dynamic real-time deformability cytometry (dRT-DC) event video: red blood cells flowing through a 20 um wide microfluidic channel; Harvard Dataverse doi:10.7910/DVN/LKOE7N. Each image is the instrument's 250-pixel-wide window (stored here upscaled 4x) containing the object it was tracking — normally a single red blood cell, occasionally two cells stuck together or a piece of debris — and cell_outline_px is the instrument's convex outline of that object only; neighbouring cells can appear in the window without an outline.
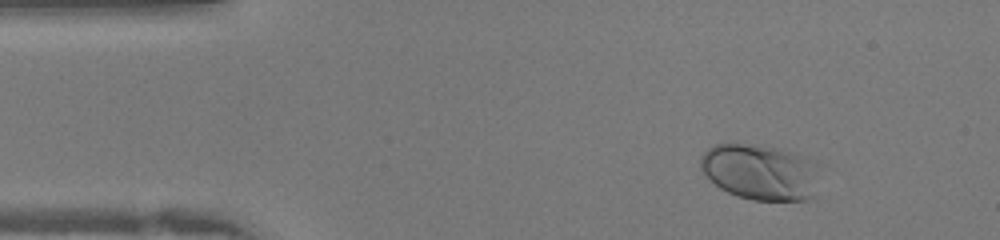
{"species": "human", "species_latin": "Homo sapiens", "temperature_condition": "warm", "stored_images_in_passage": 38, "camera_frame_rate_fps": 3000, "um_per_image_px": 0.085, "donor": {"sex": "female"}, "frame": {"image": 1, "passage_image": 1, "time_ms": 0.0, "image_size_px": [1000, 240], "cell_outline_px": [[816, 164], [812, 196], [808, 200], [752, 200], [736, 196], [720, 188], [700, 168], [700, 156], [708, 148], [716, 144], [744, 144], [784, 148], [816, 160]], "centroid_in_image_um": [64.59, 14.6], "position_along_channel_um": 20.4, "area_um2": 38.49}}
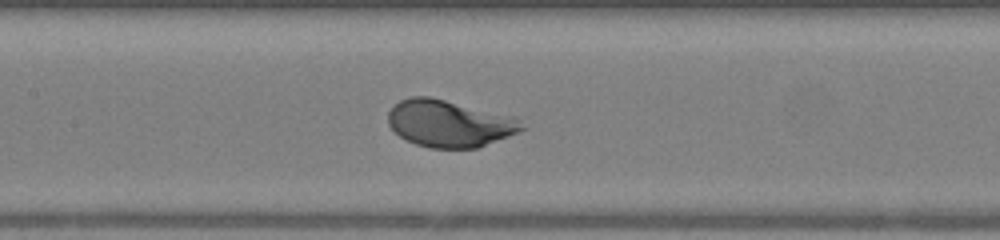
{"frame": {"image": 2, "passage_image": 15, "time_ms": 4.667, "image_size_px": [1000, 240], "cell_outline_px": [[528, 128], [508, 136], [476, 148], [428, 148], [416, 144], [400, 136], [388, 124], [388, 112], [400, 100], [408, 96], [428, 96], [512, 116], [520, 120]], "centroid_in_image_um": [38.19, 10.5], "position_along_channel_um": 169.2, "area_um2": 36.3}}
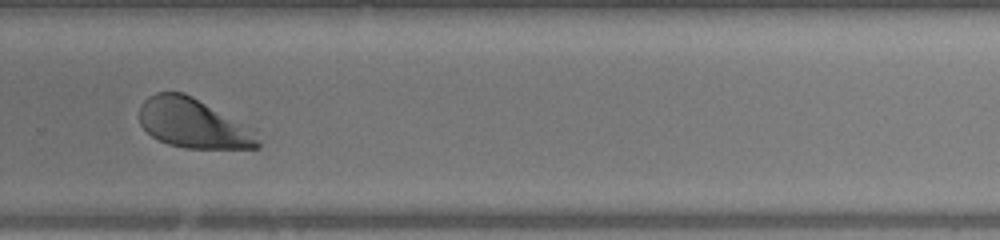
{"frame": {"image": 3, "passage_image": 24, "time_ms": 7.667, "image_size_px": [1000, 240], "cell_outline_px": [[260, 148], [184, 148], [168, 144], [152, 136], [140, 124], [140, 104], [148, 96], [156, 92], [184, 92], [256, 128], [260, 140]], "centroid_in_image_um": [16.49, 10.48], "position_along_channel_um": 313.3, "area_um2": 34.68}}